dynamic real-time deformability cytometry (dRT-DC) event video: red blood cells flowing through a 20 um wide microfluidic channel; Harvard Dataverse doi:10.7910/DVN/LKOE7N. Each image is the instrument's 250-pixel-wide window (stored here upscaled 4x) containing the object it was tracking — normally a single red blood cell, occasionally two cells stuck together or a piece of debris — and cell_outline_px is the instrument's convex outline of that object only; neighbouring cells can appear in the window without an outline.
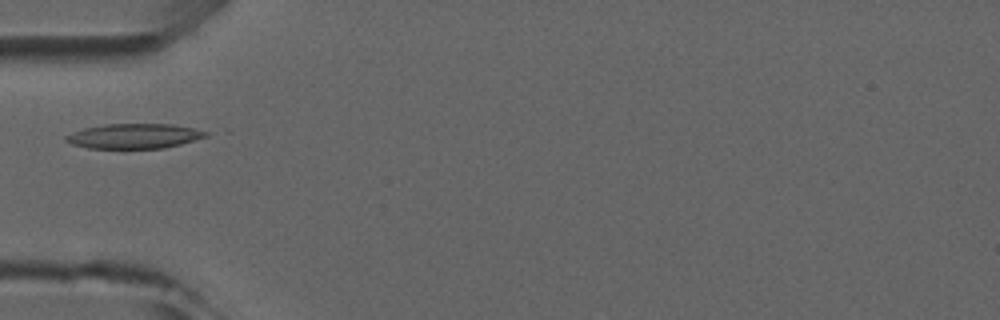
{"species": "common noctule bat (a hibernating species)", "species_latin": "Nyctalus noctula", "temperature_condition": "room temperature", "stored_images_in_passage": 4, "camera_frame_rate_fps": 3000, "um_per_image_px": 0.085, "animal": {"sex": "male", "forearm_length_mm": 52.5}, "frame": {"image": 1, "passage_image": 4, "time_ms": 3.333, "image_size_px": [1000, 320], "cell_outline_px": [[208, 136], [180, 144], [164, 148], [88, 148], [72, 144], [64, 140], [64, 136], [72, 132], [84, 128], [108, 124], [172, 124], [192, 128], [208, 132]], "centroid_in_image_um": [11.38, 11.56], "position_along_channel_um": 73.6, "area_um2": 20.11}}